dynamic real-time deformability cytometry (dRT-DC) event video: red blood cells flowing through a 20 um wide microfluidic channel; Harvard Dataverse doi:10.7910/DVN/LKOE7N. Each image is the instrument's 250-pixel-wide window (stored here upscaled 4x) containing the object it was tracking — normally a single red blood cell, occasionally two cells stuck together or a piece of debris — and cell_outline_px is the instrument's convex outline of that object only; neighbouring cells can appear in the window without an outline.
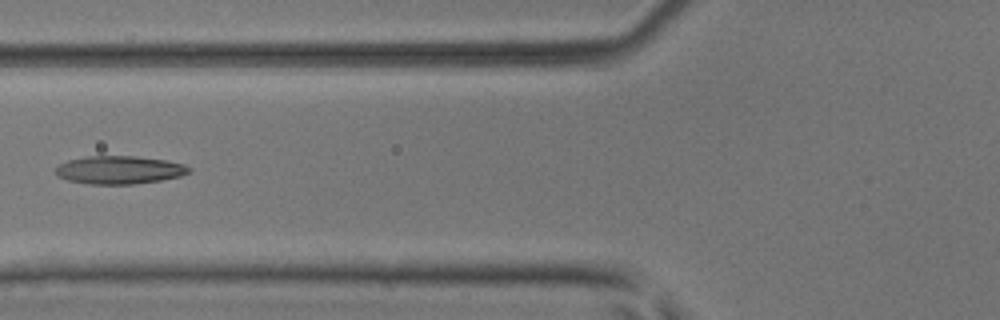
{"species": "common noctule bat (a hibernating species)", "species_latin": "Nyctalus noctula", "temperature_condition": "room temperature", "stored_images_in_passage": 5, "camera_frame_rate_fps": 3000, "um_per_image_px": 0.085, "animal": {"sex": "male", "body_mass_g": 17.9, "forearm_length_mm": 54.2}, "frame": {"image": 1, "passage_image": 5, "time_ms": 1.333, "image_size_px": [1000, 320], "cell_outline_px": [[192, 168], [188, 172], [180, 176], [160, 180], [132, 184], [88, 184], [68, 180], [60, 176], [56, 172], [56, 168], [60, 164], [68, 160], [88, 156], [136, 156], [164, 160], [184, 164]], "centroid_in_image_um": [10.15, 14.44], "position_along_channel_um": 115.6, "area_um2": 21.56}}